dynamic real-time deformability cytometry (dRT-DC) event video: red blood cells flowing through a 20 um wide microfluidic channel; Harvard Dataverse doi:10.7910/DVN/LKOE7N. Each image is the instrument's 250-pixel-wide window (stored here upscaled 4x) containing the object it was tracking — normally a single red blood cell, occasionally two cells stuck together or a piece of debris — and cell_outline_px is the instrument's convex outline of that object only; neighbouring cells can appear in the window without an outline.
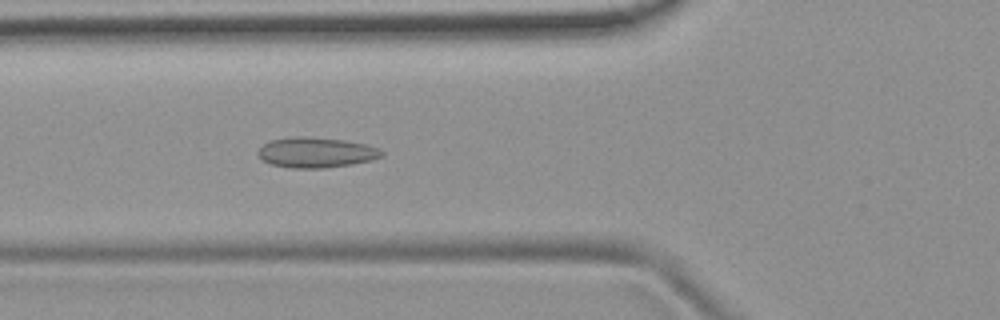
{"species": "common noctule bat (a hibernating species)", "species_latin": "Nyctalus noctula", "temperature_condition": "room temperature", "stored_images_in_passage": 7, "camera_frame_rate_fps": 3000, "um_per_image_px": 0.085, "animal": {"sex": "female", "body_mass_g": 19.9}, "frame": {"image": 1, "passage_image": 7, "time_ms": 7.667, "image_size_px": [1000, 320], "cell_outline_px": [[384, 156], [372, 160], [352, 164], [324, 168], [292, 168], [272, 164], [260, 160], [256, 152], [264, 144], [272, 140], [296, 136], [304, 136], [344, 140], [364, 144], [380, 148], [384, 152]], "centroid_in_image_um": [26.88, 12.96], "position_along_channel_um": 98.9, "area_um2": 21.91}}